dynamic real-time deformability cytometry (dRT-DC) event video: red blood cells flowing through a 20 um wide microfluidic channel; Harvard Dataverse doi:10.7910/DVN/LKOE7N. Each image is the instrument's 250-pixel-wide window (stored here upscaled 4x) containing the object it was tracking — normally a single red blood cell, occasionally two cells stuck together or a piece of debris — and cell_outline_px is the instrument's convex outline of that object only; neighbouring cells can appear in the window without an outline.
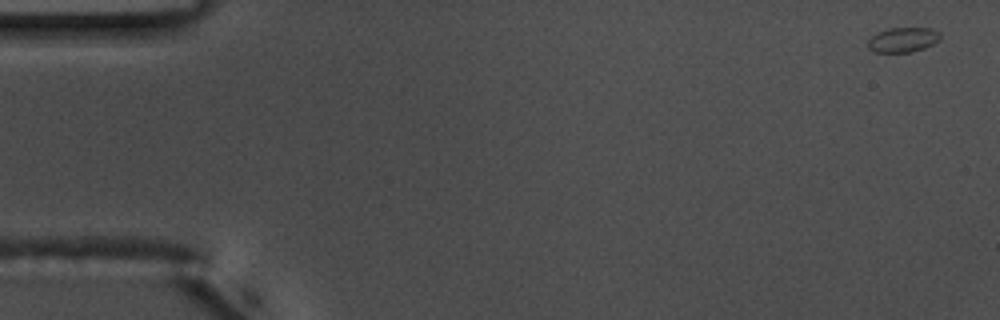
{"species": "common noctule bat (a hibernating species)", "species_latin": "Nyctalus noctula", "temperature_condition": "warm", "stored_images_in_passage": 55, "camera_frame_rate_fps": 3000, "um_per_image_px": 0.085, "animal": {"sex": "male", "body_mass_g": 17.5, "forearm_length_mm": 52.3}, "frame": {"image": 1, "passage_image": 1, "time_ms": 0.0, "image_size_px": [1000, 320], "cell_outline_px": [[940, 40], [924, 48], [912, 52], [876, 52], [868, 48], [868, 40], [872, 36], [888, 28], [932, 28], [940, 32]], "centroid_in_image_um": [76.78, 3.38], "position_along_channel_um": 8.2, "area_um2": 10.4}}
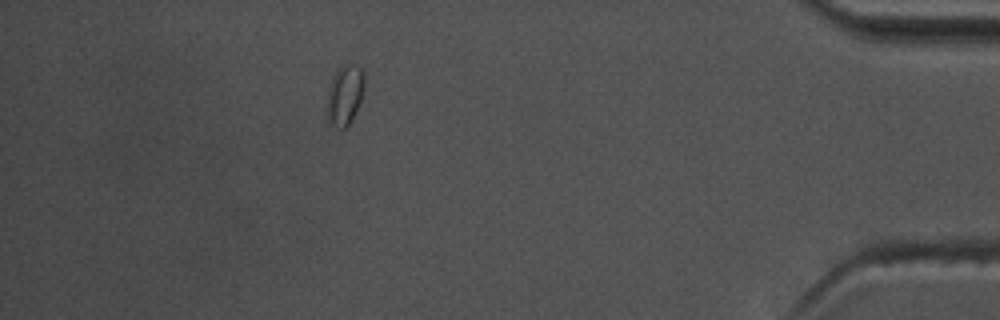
{"frame": {"image": 2, "passage_image": 49, "time_ms": 16.0, "image_size_px": [1000, 320], "cell_outline_px": [[364, 88], [360, 100], [348, 124], [344, 128], [340, 128], [332, 124], [328, 120], [328, 88], [332, 76], [340, 68], [348, 64], [360, 68], [364, 72]], "centroid_in_image_um": [29.3, 8.04], "position_along_channel_um": 405.9, "area_um2": 12.48}}